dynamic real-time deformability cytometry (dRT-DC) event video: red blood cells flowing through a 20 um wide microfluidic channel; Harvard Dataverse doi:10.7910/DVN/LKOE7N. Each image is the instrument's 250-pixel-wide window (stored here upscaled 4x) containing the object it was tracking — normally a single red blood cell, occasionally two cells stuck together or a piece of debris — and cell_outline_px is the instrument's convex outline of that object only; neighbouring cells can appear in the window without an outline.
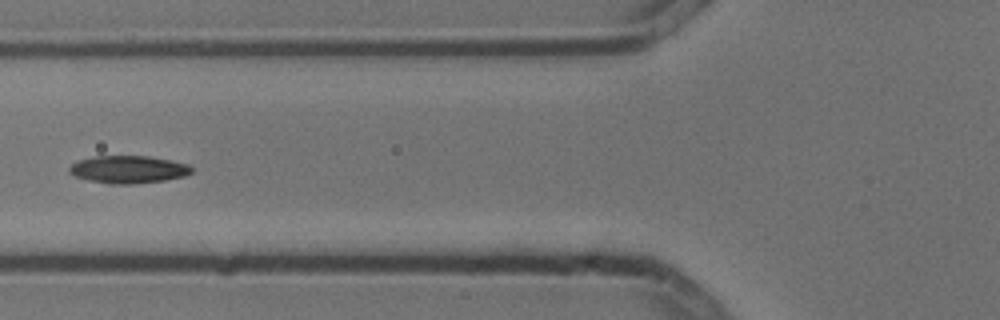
{"species": "common noctule bat (a hibernating species)", "species_latin": "Nyctalus noctula", "temperature_condition": "cold", "stored_images_in_passage": 6, "camera_frame_rate_fps": 3000, "um_per_image_px": 0.085, "animal": {"sex": "male", "body_mass_g": 13.3}, "frame": {"image": 1, "passage_image": 5, "time_ms": 1.333, "image_size_px": [1000, 320], "cell_outline_px": [[192, 172], [184, 176], [164, 180], [132, 184], [108, 184], [88, 180], [76, 176], [68, 172], [68, 168], [72, 164], [80, 160], [96, 156], [148, 156], [172, 160], [188, 164], [192, 168]], "centroid_in_image_um": [10.91, 14.4], "position_along_channel_um": 114.9, "area_um2": 19.59}}
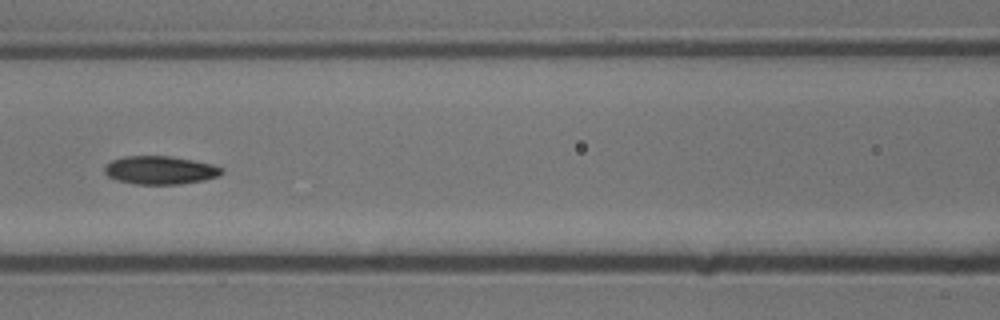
{"frame": {"image": 2, "passage_image": 6, "time_ms": 1.667, "image_size_px": [1000, 320], "cell_outline_px": [[224, 172], [220, 176], [204, 180], [180, 184], [136, 184], [116, 180], [108, 176], [104, 172], [104, 168], [112, 160], [124, 156], [172, 156], [212, 164], [224, 168]], "centroid_in_image_um": [13.64, 14.46], "position_along_channel_um": 153.0, "area_um2": 19.36}}